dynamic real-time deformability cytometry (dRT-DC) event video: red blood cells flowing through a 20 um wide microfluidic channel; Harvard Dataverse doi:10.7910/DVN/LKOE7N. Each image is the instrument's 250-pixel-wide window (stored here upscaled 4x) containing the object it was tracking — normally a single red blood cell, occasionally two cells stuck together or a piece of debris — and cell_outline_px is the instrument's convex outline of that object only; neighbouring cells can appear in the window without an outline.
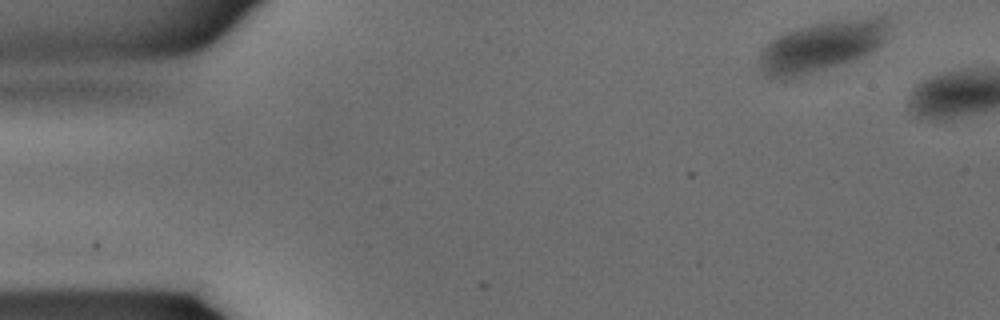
{"species": "common noctule bat (a hibernating species)", "species_latin": "Nyctalus noctula", "temperature_condition": "warm", "stored_images_in_passage": 3, "camera_frame_rate_fps": 3000, "um_per_image_px": 0.085, "animal": {"sex": "male", "body_mass_g": 15.6}, "frame": {"image": 1, "passage_image": 1, "time_ms": 0.0, "image_size_px": [1000, 320], "cell_outline_px": [[888, 28], [884, 40], [880, 44], [868, 52], [860, 56], [812, 72], [784, 80], [764, 76], [760, 68], [760, 56], [764, 48], [776, 36], [812, 24], [832, 20], [872, 16], [888, 16]], "centroid_in_image_um": [69.83, 3.9], "position_along_channel_um": 15.2, "area_um2": 37.22}}